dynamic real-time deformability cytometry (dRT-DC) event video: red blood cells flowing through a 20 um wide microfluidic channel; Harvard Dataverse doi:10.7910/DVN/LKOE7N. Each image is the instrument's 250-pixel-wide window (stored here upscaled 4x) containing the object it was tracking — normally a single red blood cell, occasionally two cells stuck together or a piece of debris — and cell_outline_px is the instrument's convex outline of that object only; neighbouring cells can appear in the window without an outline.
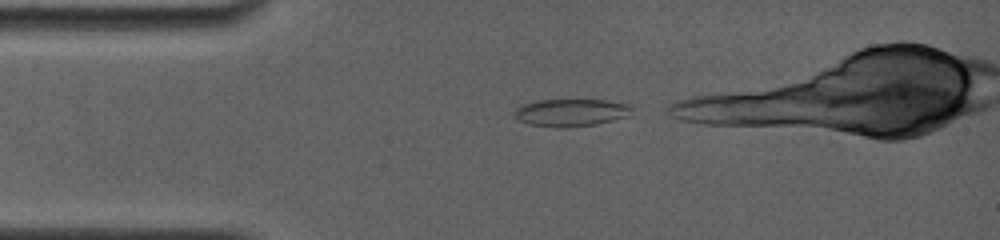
{"species": "common noctule bat (a hibernating species)", "species_latin": "Nyctalus noctula", "temperature_condition": "room temperature", "stored_images_in_passage": 8, "camera_frame_rate_fps": 4000, "um_per_image_px": 0.085, "animal": {"sex": "female", "body_mass_g": 19.0, "forearm_length_mm": 56.7}, "frame": {"image": 1, "passage_image": 1, "time_ms": 0.0, "image_size_px": [1000, 240], "cell_outline_px": [[632, 116], [596, 124], [564, 128], [560, 128], [528, 124], [516, 120], [512, 116], [512, 112], [520, 104], [536, 100], [604, 100], [632, 104]], "centroid_in_image_um": [48.51, 9.57], "position_along_channel_um": 36.5, "area_um2": 19.36}}
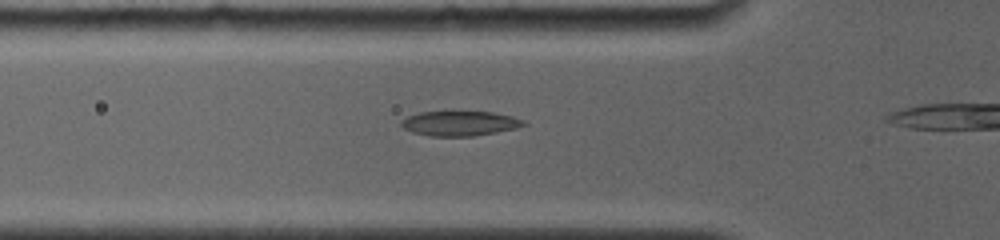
{"frame": {"image": 2, "passage_image": 4, "time_ms": 2.0, "image_size_px": [1000, 240], "cell_outline_px": [[528, 124], [516, 128], [496, 132], [472, 136], [428, 136], [412, 132], [404, 128], [400, 124], [400, 120], [408, 116], [420, 112], [452, 108], [492, 112], [512, 116], [524, 120]], "centroid_in_image_um": [39.05, 10.43], "position_along_channel_um": 86.8, "area_um2": 18.67}}
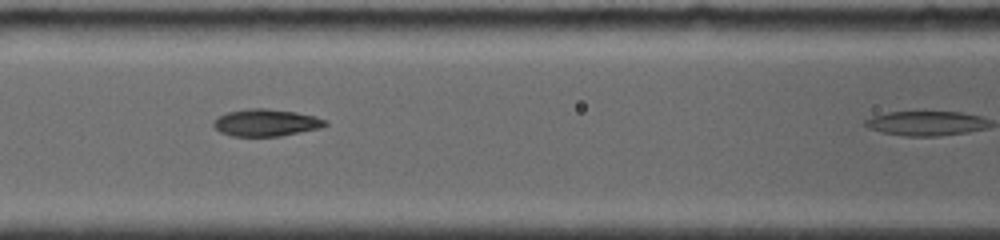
{"frame": {"image": 3, "passage_image": 6, "time_ms": 3.5, "image_size_px": [1000, 240], "cell_outline_px": [[328, 124], [320, 128], [280, 136], [232, 136], [220, 132], [212, 124], [220, 116], [228, 112], [248, 108], [264, 108], [296, 112], [316, 116], [324, 120]], "centroid_in_image_um": [22.62, 10.42], "position_along_channel_um": 144.0, "area_um2": 17.46}}